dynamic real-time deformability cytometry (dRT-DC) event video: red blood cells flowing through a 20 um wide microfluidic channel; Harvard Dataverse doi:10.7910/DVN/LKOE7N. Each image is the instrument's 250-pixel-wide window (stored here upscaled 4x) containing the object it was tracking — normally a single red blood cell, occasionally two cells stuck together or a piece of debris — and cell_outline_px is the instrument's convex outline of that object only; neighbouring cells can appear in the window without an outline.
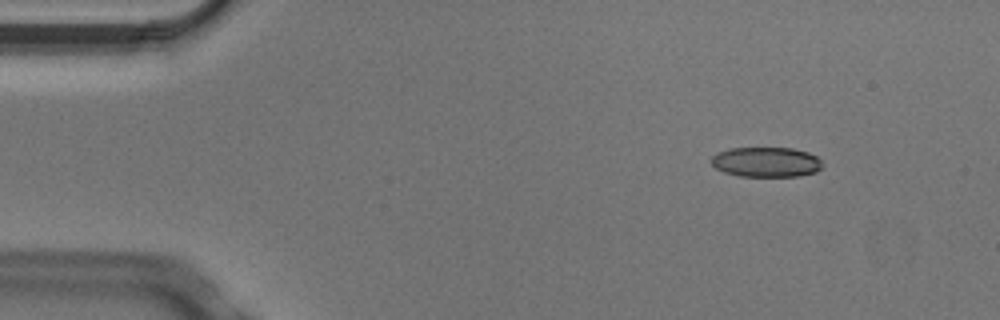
{"species": "Egyptian fruit bat (a non-hibernating species)", "species_latin": "Rousettus aegyptiacus", "temperature_condition": "cold", "stored_images_in_passage": 6, "camera_frame_rate_fps": 3000, "um_per_image_px": 0.085, "animal": {"sex": "male"}, "frame": {"image": 1, "passage_image": 2, "time_ms": 0.333, "image_size_px": [1000, 320], "cell_outline_px": [[824, 164], [816, 172], [800, 176], [740, 176], [724, 172], [716, 168], [712, 164], [712, 156], [728, 148], [792, 148], [808, 152], [816, 156]], "centroid_in_image_um": [65.15, 13.77], "position_along_channel_um": 19.8, "area_um2": 19.36}}
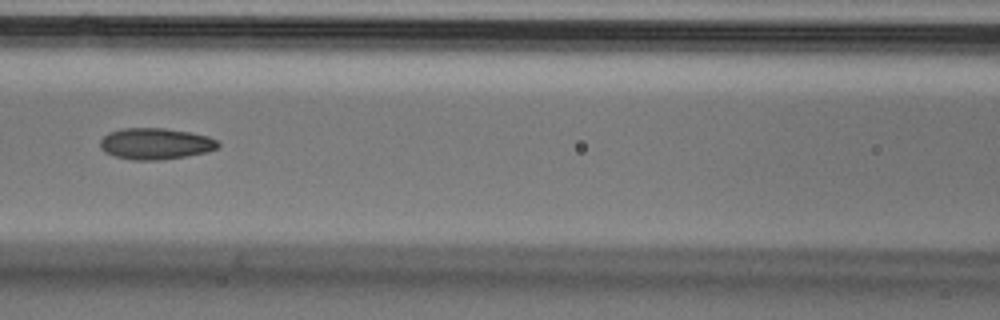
{"frame": {"image": 2, "passage_image": 6, "time_ms": 1.667, "image_size_px": [1000, 320], "cell_outline_px": [[220, 144], [216, 148], [208, 152], [160, 160], [132, 160], [116, 156], [104, 152], [100, 148], [100, 140], [108, 132], [120, 128], [164, 128], [192, 132], [208, 136], [216, 140]], "centroid_in_image_um": [13.2, 12.2], "position_along_channel_um": 153.4, "area_um2": 21.62}}